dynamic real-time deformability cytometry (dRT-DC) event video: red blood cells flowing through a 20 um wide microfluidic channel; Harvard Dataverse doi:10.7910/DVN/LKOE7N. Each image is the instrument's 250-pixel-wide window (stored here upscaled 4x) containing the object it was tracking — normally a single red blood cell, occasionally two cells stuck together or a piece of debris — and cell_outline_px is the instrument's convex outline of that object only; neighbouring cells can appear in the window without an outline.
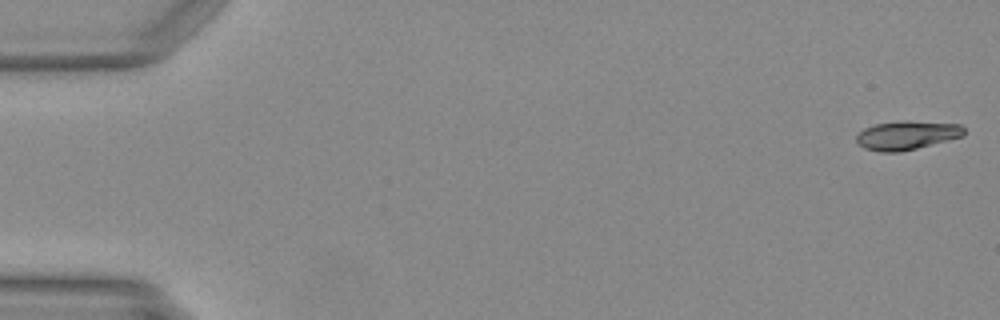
{"species": "Egyptian fruit bat (a non-hibernating species)", "species_latin": "Rousettus aegyptiacus", "temperature_condition": "warm", "stored_images_in_passage": 50, "camera_frame_rate_fps": 3000, "um_per_image_px": 0.085, "animal": {"sex": "female"}, "frame": {"image": 1, "passage_image": 1, "time_ms": 0.0, "image_size_px": [1000, 320], "cell_outline_px": [[964, 136], [916, 148], [896, 152], [880, 152], [864, 148], [856, 140], [856, 136], [864, 128], [876, 124], [900, 120], [908, 120], [960, 124], [964, 128]], "centroid_in_image_um": [77.09, 11.48], "position_along_channel_um": 7.9, "area_um2": 18.03}}
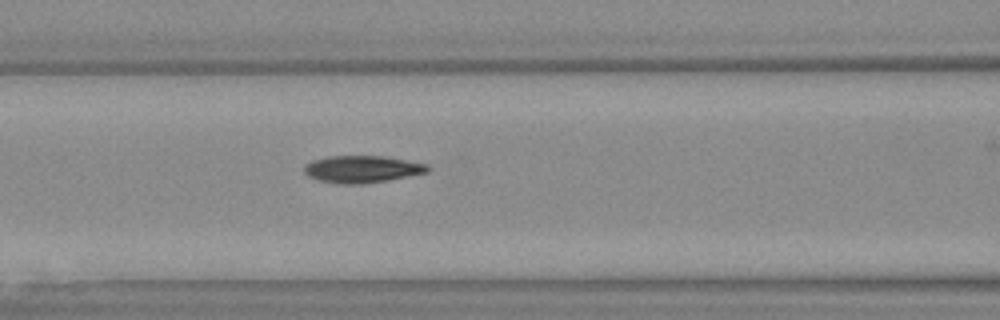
{"frame": {"image": 2, "passage_image": 21, "time_ms": 6.667, "image_size_px": [1000, 320], "cell_outline_px": [[432, 168], [428, 172], [364, 184], [340, 184], [320, 180], [308, 176], [304, 172], [304, 164], [312, 160], [328, 156], [380, 156], [428, 164]], "centroid_in_image_um": [30.75, 14.37], "position_along_channel_um": 135.8, "area_um2": 19.36}}
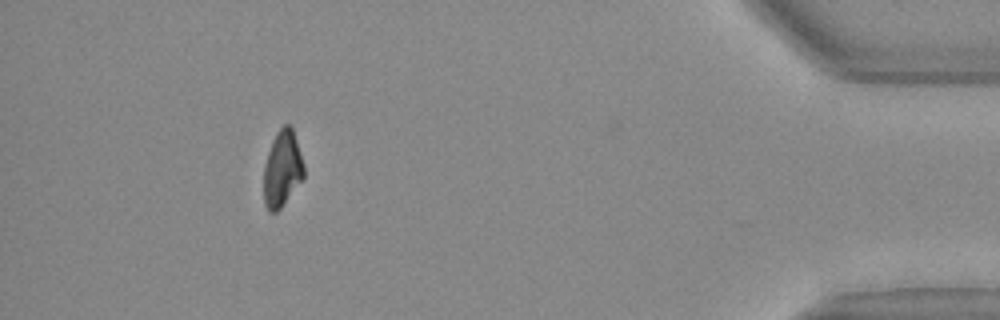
{"frame": {"image": 3, "passage_image": 45, "time_ms": 14.667, "image_size_px": [1000, 320], "cell_outline_px": [[304, 176], [280, 208], [276, 212], [268, 212], [264, 204], [264, 164], [272, 140], [276, 132], [284, 124], [288, 124], [292, 128], [304, 164]], "centroid_in_image_um": [23.97, 14.34], "position_along_channel_um": 411.2, "area_um2": 17.63}}